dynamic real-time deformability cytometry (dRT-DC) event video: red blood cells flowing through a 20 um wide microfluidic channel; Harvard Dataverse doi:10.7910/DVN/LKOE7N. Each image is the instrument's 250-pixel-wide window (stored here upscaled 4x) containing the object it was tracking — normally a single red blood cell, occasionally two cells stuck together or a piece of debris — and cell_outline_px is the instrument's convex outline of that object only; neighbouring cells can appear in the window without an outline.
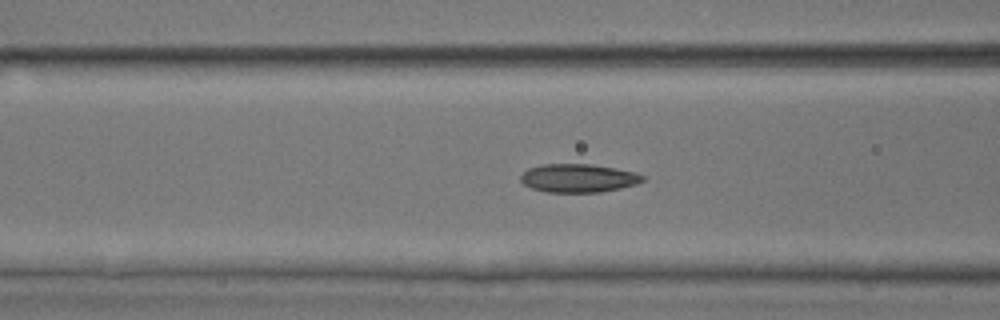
{"species": "common noctule bat (a hibernating species)", "species_latin": "Nyctalus noctula", "temperature_condition": "room temperature", "stored_images_in_passage": 31, "camera_frame_rate_fps": 3000, "um_per_image_px": 0.085, "animal": {"sex": "male", "body_mass_g": 17.9, "forearm_length_mm": 54.2}, "frame": {"image": 1, "passage_image": 22, "time_ms": 7.0, "image_size_px": [1000, 320], "cell_outline_px": [[644, 180], [636, 184], [620, 188], [600, 192], [544, 192], [532, 188], [524, 184], [520, 180], [520, 176], [528, 168], [544, 164], [592, 164], [636, 172], [644, 176]], "centroid_in_image_um": [49.15, 15.14], "position_along_channel_um": 117.5, "area_um2": 20.17}}